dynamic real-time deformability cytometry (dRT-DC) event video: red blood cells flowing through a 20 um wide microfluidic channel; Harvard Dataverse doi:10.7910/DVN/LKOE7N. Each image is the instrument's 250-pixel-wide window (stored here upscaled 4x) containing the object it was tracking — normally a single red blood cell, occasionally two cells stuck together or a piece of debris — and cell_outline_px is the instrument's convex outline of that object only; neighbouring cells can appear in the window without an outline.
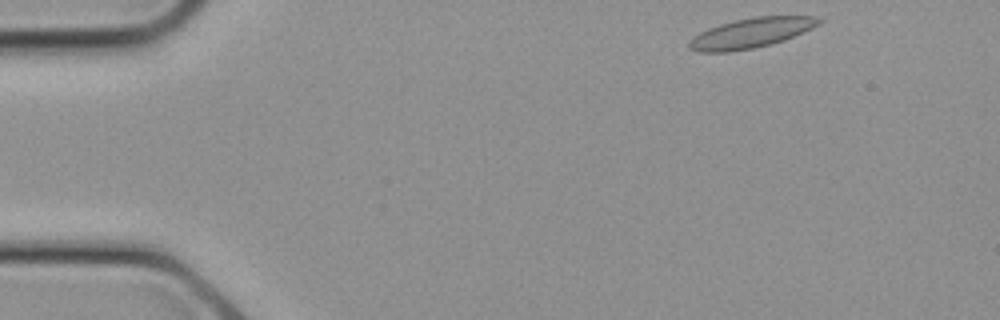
{"species": "common noctule bat (a hibernating species)", "species_latin": "Nyctalus noctula", "temperature_condition": "cold", "stored_images_in_passage": 25, "camera_frame_rate_fps": 3000, "um_per_image_px": 0.085, "animal": {"sex": "female", "body_mass_g": 21.9}, "frame": {"image": 1, "passage_image": 1, "time_ms": 0.0, "image_size_px": [1000, 320], "cell_outline_px": [[824, 20], [820, 24], [784, 40], [756, 48], [728, 52], [700, 52], [688, 48], [688, 44], [692, 36], [708, 28], [720, 24], [736, 20], [756, 16], [812, 16]], "centroid_in_image_um": [63.81, 2.81], "position_along_channel_um": 21.2, "area_um2": 22.54}}
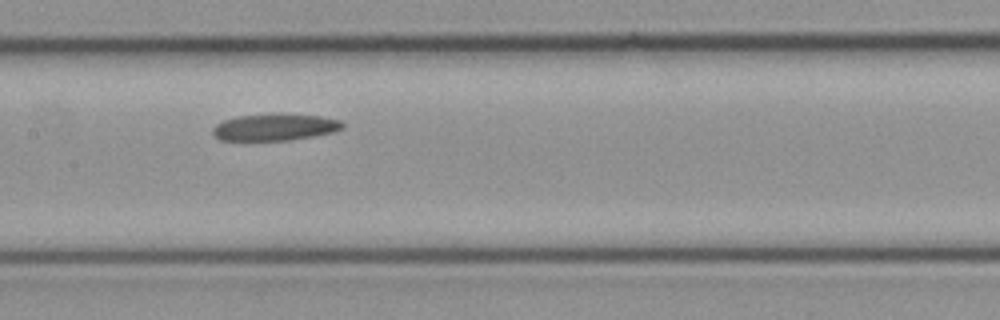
{"frame": {"image": 2, "passage_image": 11, "time_ms": 3.333, "image_size_px": [1000, 320], "cell_outline_px": [[344, 128], [336, 132], [292, 140], [220, 140], [212, 132], [212, 128], [216, 124], [224, 120], [240, 116], [280, 112], [320, 116], [340, 120], [344, 124]], "centroid_in_image_um": [23.42, 10.79], "position_along_channel_um": 184.0, "area_um2": 20.63}}
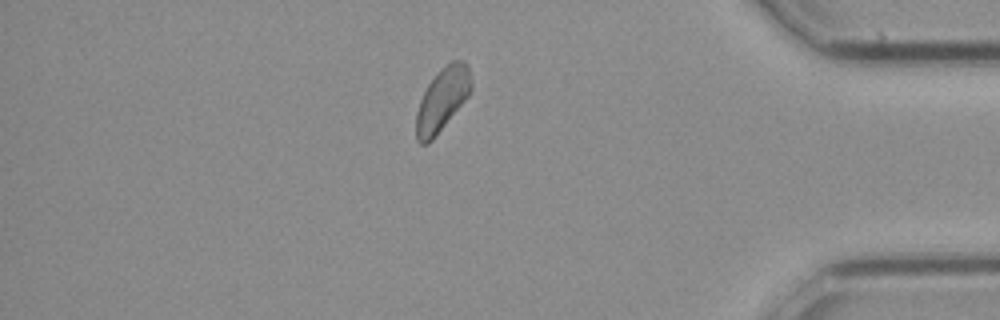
{"frame": {"image": 3, "passage_image": 21, "time_ms": 6.667, "image_size_px": [1000, 320], "cell_outline_px": [[472, 88], [468, 96], [432, 140], [428, 144], [420, 144], [416, 140], [416, 112], [420, 100], [428, 84], [452, 60], [464, 60], [468, 64], [472, 84]], "centroid_in_image_um": [37.59, 8.48], "position_along_channel_um": 397.6, "area_um2": 19.88}}